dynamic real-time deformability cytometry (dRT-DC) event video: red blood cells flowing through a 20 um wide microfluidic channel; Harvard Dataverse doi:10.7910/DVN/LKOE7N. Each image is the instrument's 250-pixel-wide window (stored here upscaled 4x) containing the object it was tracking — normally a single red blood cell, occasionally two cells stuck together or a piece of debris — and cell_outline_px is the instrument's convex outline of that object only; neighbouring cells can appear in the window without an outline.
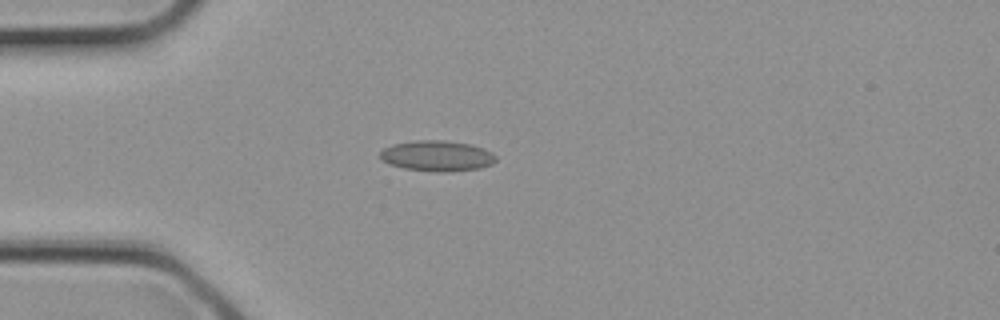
{"species": "common noctule bat (a hibernating species)", "species_latin": "Nyctalus noctula", "temperature_condition": "cold", "stored_images_in_passage": 2, "camera_frame_rate_fps": 3000, "um_per_image_px": 0.085, "animal": {"sex": "female", "body_mass_g": 21.9}, "frame": {"image": 1, "passage_image": 2, "time_ms": 0.333, "image_size_px": [1000, 320], "cell_outline_px": [[496, 160], [492, 164], [480, 168], [448, 172], [440, 172], [404, 168], [388, 164], [380, 156], [380, 152], [384, 148], [392, 144], [416, 140], [444, 140], [472, 144], [484, 148], [492, 152], [496, 156]], "centroid_in_image_um": [37.18, 13.24], "position_along_channel_um": 47.8, "area_um2": 20.75}}